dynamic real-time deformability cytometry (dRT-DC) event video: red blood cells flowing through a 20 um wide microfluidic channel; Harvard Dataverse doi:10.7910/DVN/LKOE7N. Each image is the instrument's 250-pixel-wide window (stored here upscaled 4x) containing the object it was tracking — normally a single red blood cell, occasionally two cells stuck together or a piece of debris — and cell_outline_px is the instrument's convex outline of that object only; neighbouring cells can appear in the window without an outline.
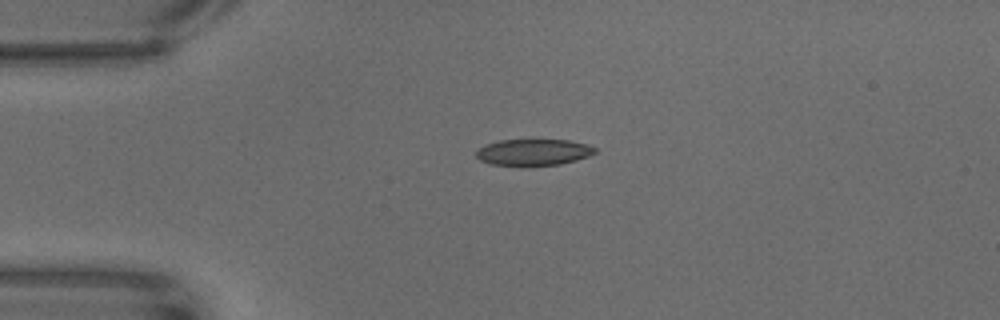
{"species": "common noctule bat (a hibernating species)", "species_latin": "Nyctalus noctula", "temperature_condition": "warm", "stored_images_in_passage": 49, "camera_frame_rate_fps": 3000, "um_per_image_px": 0.085, "animal": {"sex": "male", "body_mass_g": 18.8}, "frame": {"image": 1, "passage_image": 1, "time_ms": 0.0, "image_size_px": [1000, 320], "cell_outline_px": [[596, 152], [588, 156], [576, 160], [560, 164], [492, 164], [480, 160], [476, 156], [476, 152], [484, 144], [500, 140], [568, 140], [584, 144], [596, 148]], "centroid_in_image_um": [45.33, 12.91], "position_along_channel_um": 39.7, "area_um2": 17.69}}
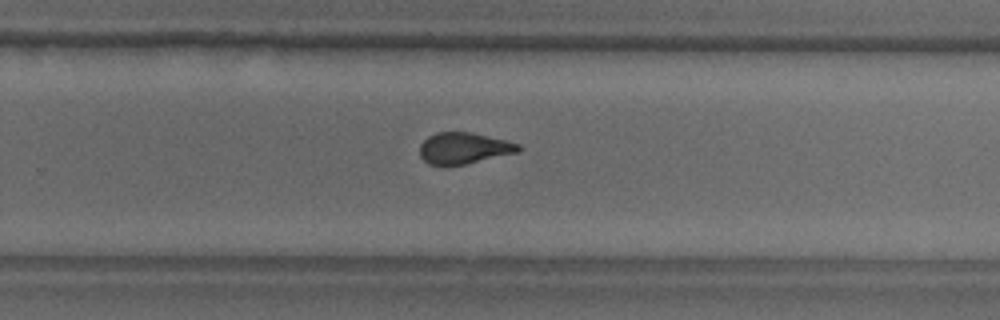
{"frame": {"image": 2, "passage_image": 27, "time_ms": 8.667, "image_size_px": [1000, 320], "cell_outline_px": [[520, 152], [448, 168], [428, 164], [420, 156], [420, 144], [428, 136], [436, 132], [472, 132], [520, 144]], "centroid_in_image_um": [39.39, 12.63], "position_along_channel_um": 290.4, "area_um2": 18.44}}
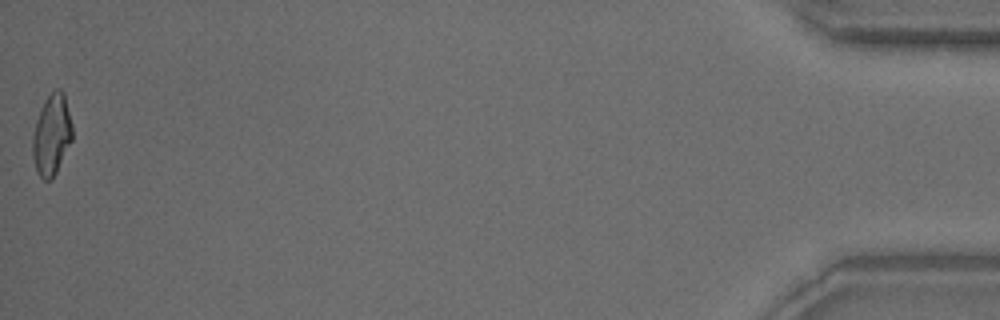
{"frame": {"image": 3, "passage_image": 49, "time_ms": 16.0, "image_size_px": [1000, 320], "cell_outline_px": [[72, 140], [52, 180], [44, 180], [36, 172], [32, 156], [32, 136], [36, 120], [40, 108], [44, 100], [56, 88], [60, 88], [64, 92], [72, 124]], "centroid_in_image_um": [4.38, 11.45], "position_along_channel_um": 430.8, "area_um2": 18.9}}